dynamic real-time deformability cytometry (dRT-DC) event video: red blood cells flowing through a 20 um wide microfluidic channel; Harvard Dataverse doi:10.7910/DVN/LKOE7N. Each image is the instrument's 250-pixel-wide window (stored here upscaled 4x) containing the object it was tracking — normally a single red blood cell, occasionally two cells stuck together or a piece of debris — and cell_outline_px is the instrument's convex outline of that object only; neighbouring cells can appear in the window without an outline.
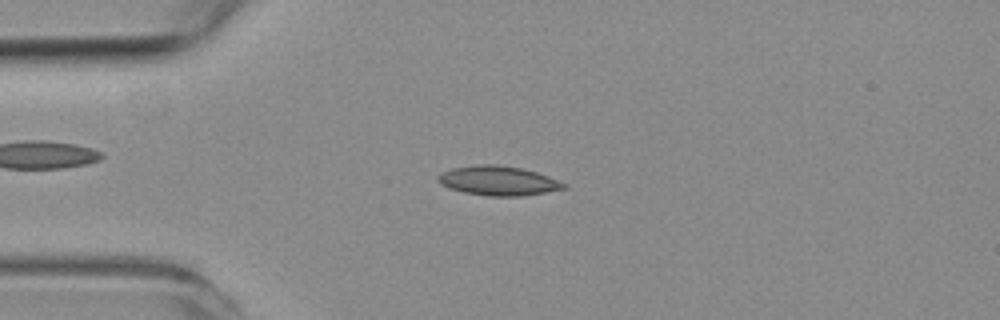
{"species": "common noctule bat (a hibernating species)", "species_latin": "Nyctalus noctula", "temperature_condition": "room temperature", "stored_images_in_passage": 52, "camera_frame_rate_fps": 3000, "um_per_image_px": 0.085, "animal": {"sex": "female", "body_mass_g": 19.3, "forearm_length_mm": 54.1}, "frame": {"image": 1, "passage_image": 11, "time_ms": 3.333, "image_size_px": [1000, 320], "cell_outline_px": [[568, 188], [524, 196], [488, 196], [464, 192], [448, 188], [440, 184], [436, 180], [436, 176], [440, 172], [452, 168], [476, 164], [496, 164], [524, 168], [548, 176], [568, 184]], "centroid_in_image_um": [42.33, 15.36], "position_along_channel_um": 42.7, "area_um2": 21.96}}
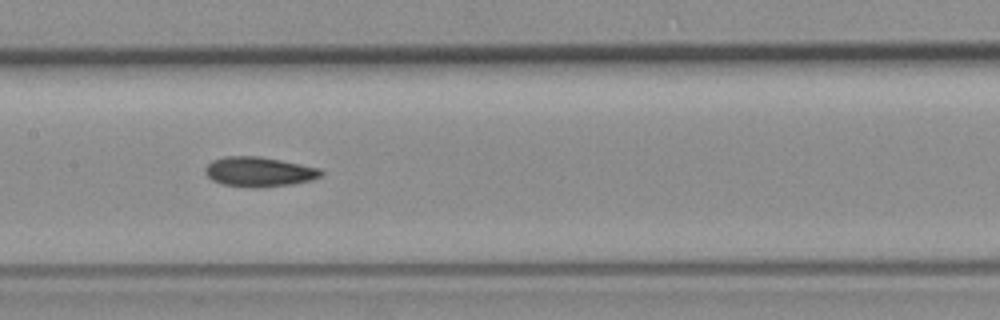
{"frame": {"image": 2, "passage_image": 24, "time_ms": 7.667, "image_size_px": [1000, 320], "cell_outline_px": [[324, 172], [320, 176], [312, 180], [292, 184], [264, 188], [252, 188], [224, 184], [212, 180], [204, 172], [204, 168], [212, 160], [224, 156], [260, 156], [320, 168]], "centroid_in_image_um": [22.01, 14.6], "position_along_channel_um": 185.4, "area_um2": 20.23}}
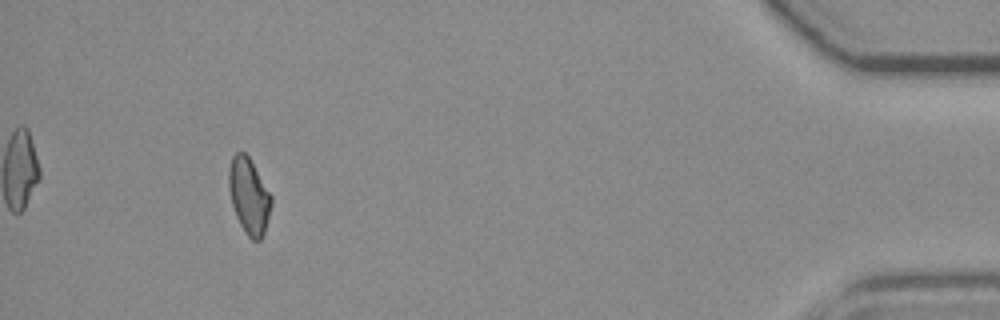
{"frame": {"image": 3, "passage_image": 48, "time_ms": 15.667, "image_size_px": [1000, 320], "cell_outline_px": [[272, 204], [264, 232], [260, 240], [252, 240], [248, 236], [240, 224], [236, 216], [232, 204], [228, 188], [228, 168], [232, 156], [236, 152], [244, 152], [248, 156], [272, 196]], "centroid_in_image_um": [21.14, 16.64], "position_along_channel_um": 414.1, "area_um2": 18.67}, "authors_computed_cell_mechanics": {"area_um2": 19.5942, "velocity_mm_per_s": 3.7555, "shape_relaxation_time_tau1_ms": null, "shape_relaxation_time_tau2_ms": 8.6208, "deformation_change_tau1": null, "deformation_change_tau2": 0.1478}}